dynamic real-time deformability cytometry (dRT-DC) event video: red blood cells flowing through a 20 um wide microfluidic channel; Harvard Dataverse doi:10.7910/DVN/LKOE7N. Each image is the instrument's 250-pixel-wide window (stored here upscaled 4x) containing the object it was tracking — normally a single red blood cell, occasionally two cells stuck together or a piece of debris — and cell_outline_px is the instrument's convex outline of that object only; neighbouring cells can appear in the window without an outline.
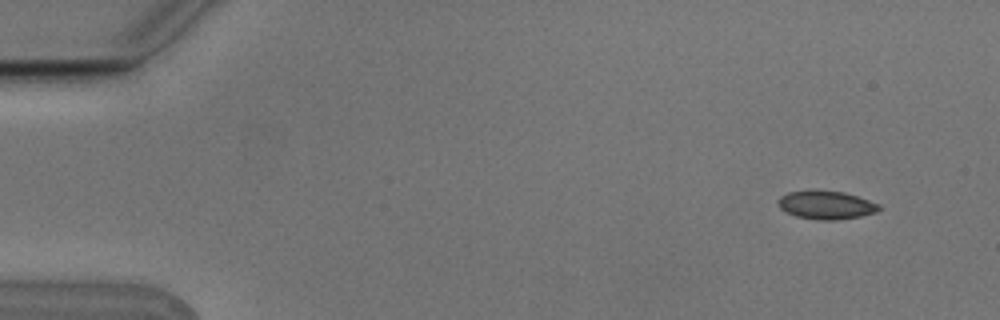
{"species": "Egyptian fruit bat (a non-hibernating species)", "species_latin": "Rousettus aegyptiacus", "temperature_condition": "cold", "stored_images_in_passage": 5, "camera_frame_rate_fps": 3000, "um_per_image_px": 0.085, "animal": {"sex": "male"}, "frame": {"image": 1, "passage_image": 1, "time_ms": 0.0, "image_size_px": [1000, 320], "cell_outline_px": [[880, 208], [876, 212], [860, 216], [836, 220], [820, 220], [796, 216], [780, 208], [776, 200], [780, 196], [788, 192], [812, 188], [844, 192], [880, 204]], "centroid_in_image_um": [70.18, 17.39], "position_along_channel_um": 14.8, "area_um2": 16.94}}